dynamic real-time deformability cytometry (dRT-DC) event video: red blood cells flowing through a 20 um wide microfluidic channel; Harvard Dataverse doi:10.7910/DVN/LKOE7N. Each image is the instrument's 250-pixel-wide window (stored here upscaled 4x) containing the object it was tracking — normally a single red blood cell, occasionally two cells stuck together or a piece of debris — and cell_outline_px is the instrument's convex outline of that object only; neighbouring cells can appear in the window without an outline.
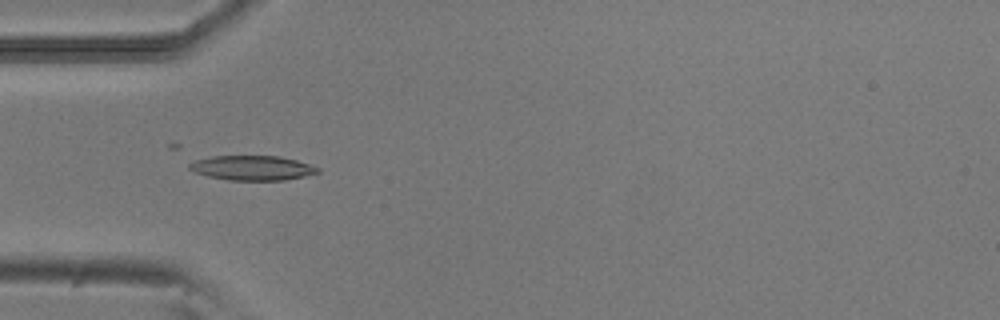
{"species": "common noctule bat (a hibernating species)", "species_latin": "Nyctalus noctula", "temperature_condition": "room temperature", "stored_images_in_passage": 37, "camera_frame_rate_fps": 3000, "um_per_image_px": 0.085, "animal": {"sex": "male", "body_mass_g": 20.5, "forearm_length_mm": 52.5}, "frame": {"image": 1, "passage_image": 9, "time_ms": 2.667, "image_size_px": [1000, 320], "cell_outline_px": [[320, 172], [304, 176], [284, 180], [228, 180], [208, 176], [196, 172], [188, 168], [188, 164], [196, 160], [212, 156], [280, 156], [296, 160], [320, 168]], "centroid_in_image_um": [21.45, 14.27], "position_along_channel_um": 63.6, "area_um2": 18.32}}
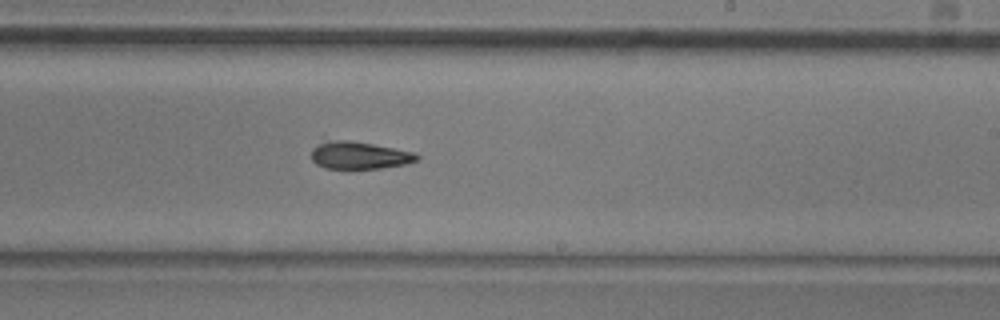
{"frame": {"image": 2, "passage_image": 24, "time_ms": 7.667, "image_size_px": [1000, 320], "cell_outline_px": [[420, 156], [416, 160], [404, 164], [380, 168], [324, 168], [316, 164], [312, 160], [312, 148], [320, 144], [336, 140], [348, 140], [372, 144], [412, 152]], "centroid_in_image_um": [30.51, 13.21], "position_along_channel_um": 258.5, "area_um2": 16.36}}
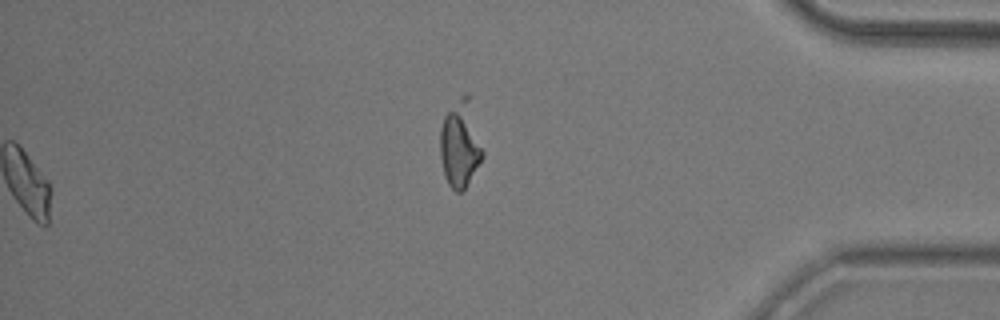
{"frame": {"image": 3, "passage_image": 37, "time_ms": 12.0, "image_size_px": [1000, 320], "cell_outline_px": [[484, 156], [464, 188], [460, 192], [456, 192], [448, 184], [444, 172], [440, 156], [440, 128], [444, 116], [460, 96], [468, 92], [484, 152]], "centroid_in_image_um": [39.12, 12.22], "position_along_channel_um": 396.1, "area_um2": 21.33}, "authors_computed_cell_mechanics": {"area_um2": 17.9758, "velocity_mm_per_s": 3.897, "shape_relaxation_time_tau1_ms": 4.1289, "shape_relaxation_time_tau2_ms": null, "deformation_change_tau1": 0.126, "deformation_change_tau2": null}}